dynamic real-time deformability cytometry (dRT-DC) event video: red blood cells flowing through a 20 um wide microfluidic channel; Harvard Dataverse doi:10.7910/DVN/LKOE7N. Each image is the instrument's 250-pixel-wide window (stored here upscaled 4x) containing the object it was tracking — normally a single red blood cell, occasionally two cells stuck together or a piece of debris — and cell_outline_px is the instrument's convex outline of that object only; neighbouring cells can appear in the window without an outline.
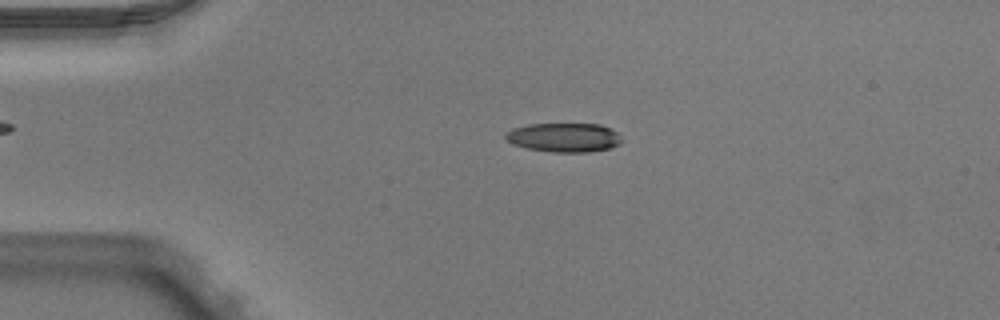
{"species": "Egyptian fruit bat (a non-hibernating species)", "species_latin": "Rousettus aegyptiacus", "temperature_condition": "warm", "stored_images_in_passage": 50, "camera_frame_rate_fps": 3000, "um_per_image_px": 0.085, "animal": {"sex": "male"}, "frame": {"image": 1, "passage_image": 11, "time_ms": 3.333, "image_size_px": [1000, 320], "cell_outline_px": [[620, 144], [608, 148], [588, 152], [552, 152], [528, 148], [512, 144], [504, 136], [512, 128], [528, 124], [600, 124], [616, 132], [620, 136]], "centroid_in_image_um": [47.92, 11.68], "position_along_channel_um": 37.1, "area_um2": 19.48}}
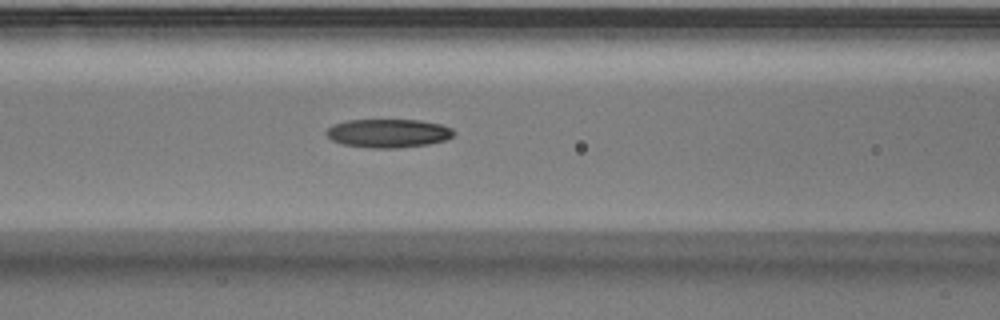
{"frame": {"image": 2, "passage_image": 21, "time_ms": 6.667, "image_size_px": [1000, 320], "cell_outline_px": [[456, 132], [448, 140], [428, 144], [396, 148], [372, 148], [340, 144], [332, 140], [324, 132], [332, 124], [348, 120], [420, 120], [440, 124], [452, 128]], "centroid_in_image_um": [33.0, 11.32], "position_along_channel_um": 133.6, "area_um2": 21.39}}
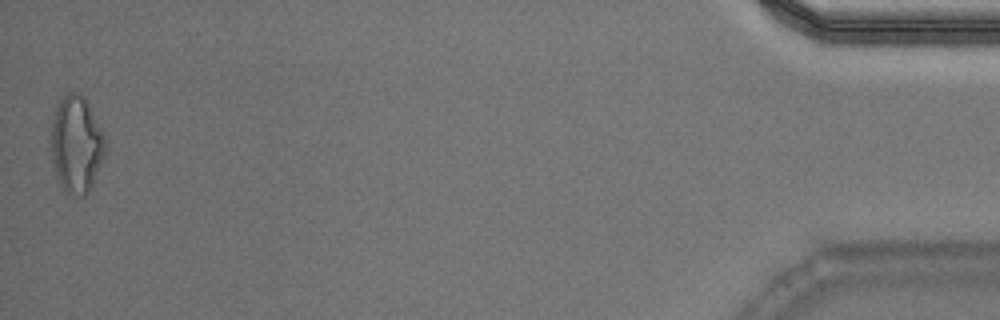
{"frame": {"image": 3, "passage_image": 50, "time_ms": 16.333, "image_size_px": [1000, 320], "cell_outline_px": [[108, 144], [104, 156], [92, 184], [88, 192], [84, 196], [80, 196], [68, 192], [60, 184], [56, 176], [52, 164], [52, 120], [56, 104], [60, 96], [68, 92], [76, 92], [84, 96]], "centroid_in_image_um": [6.48, 12.23], "position_along_channel_um": 428.7, "area_um2": 30.46}, "authors_computed_cell_mechanics": {"area_um2": 20.8658, "velocity_mm_per_s": 3.9855, "shape_relaxation_time_tau1_ms": null, "shape_relaxation_time_tau2_ms": 9.3737, "deformation_change_tau1": null, "deformation_change_tau2": 0.225}}